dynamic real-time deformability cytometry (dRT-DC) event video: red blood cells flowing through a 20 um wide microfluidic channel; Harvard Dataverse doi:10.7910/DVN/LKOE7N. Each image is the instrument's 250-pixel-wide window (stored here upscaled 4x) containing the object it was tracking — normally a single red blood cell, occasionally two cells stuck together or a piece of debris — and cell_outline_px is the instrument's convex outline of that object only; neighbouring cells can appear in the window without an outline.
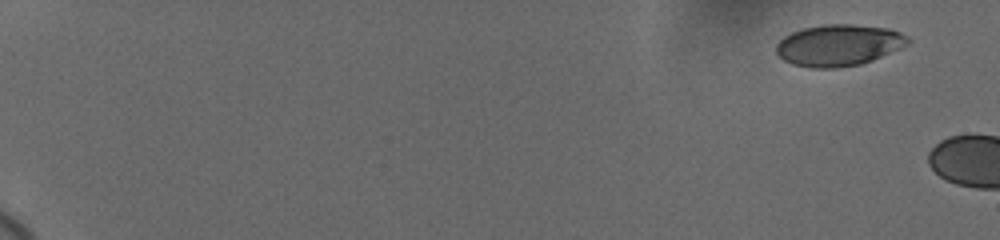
{"species": "human", "species_latin": "Homo sapiens", "temperature_condition": "cold", "stored_images_in_passage": 7, "camera_frame_rate_fps": 3000, "um_per_image_px": 0.085, "donor": {"sex": "female"}, "frame": {"image": 1, "passage_image": 1, "time_ms": 0.0, "image_size_px": [1000, 240], "cell_outline_px": [[912, 40], [908, 44], [900, 48], [872, 60], [860, 64], [836, 68], [812, 68], [792, 64], [784, 60], [776, 52], [776, 44], [784, 36], [792, 32], [804, 28], [824, 24], [852, 24], [888, 28], [900, 32], [908, 36]], "centroid_in_image_um": [71.3, 3.84], "position_along_channel_um": 13.7, "area_um2": 31.85}}